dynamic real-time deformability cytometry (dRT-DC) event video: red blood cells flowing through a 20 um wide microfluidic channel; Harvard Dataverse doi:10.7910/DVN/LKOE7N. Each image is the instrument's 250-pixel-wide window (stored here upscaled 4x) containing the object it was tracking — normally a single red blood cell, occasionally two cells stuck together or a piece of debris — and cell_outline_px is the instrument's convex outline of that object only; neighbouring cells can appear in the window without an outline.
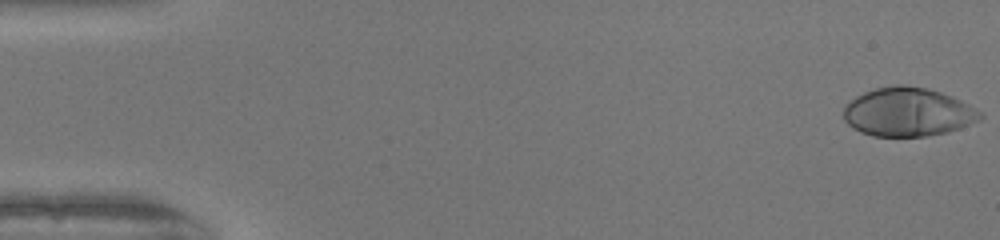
{"species": "human", "species_latin": "Homo sapiens", "temperature_condition": "warm", "stored_images_in_passage": 51, "camera_frame_rate_fps": 3000, "um_per_image_px": 0.085, "donor": {"sex": "female"}, "frame": {"image": 1, "passage_image": 1, "time_ms": 0.0, "image_size_px": [1000, 240], "cell_outline_px": [[984, 116], [980, 120], [960, 128], [948, 132], [924, 136], [872, 136], [860, 132], [852, 128], [844, 120], [844, 104], [856, 96], [864, 92], [876, 88], [896, 84], [904, 84], [928, 88], [952, 96], [984, 112]], "centroid_in_image_um": [77.18, 9.52], "position_along_channel_um": 7.8, "area_um2": 39.13}}
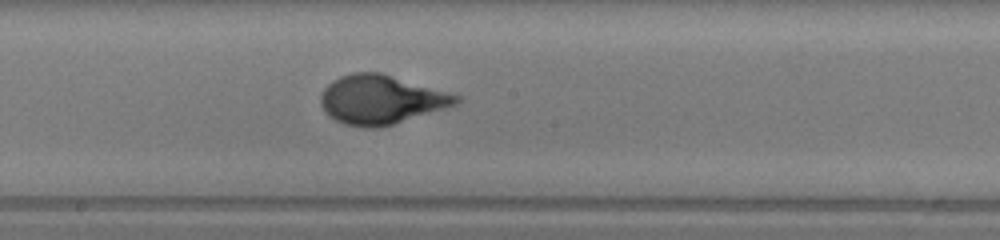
{"frame": {"image": 2, "passage_image": 28, "time_ms": 9.0, "image_size_px": [1000, 240], "cell_outline_px": [[460, 100], [456, 104], [444, 108], [392, 124], [376, 128], [364, 128], [344, 124], [328, 116], [324, 112], [320, 104], [320, 96], [324, 88], [332, 80], [340, 76], [352, 72], [380, 72], [460, 96]], "centroid_in_image_um": [32.31, 8.46], "position_along_channel_um": 215.9, "area_um2": 38.32}}
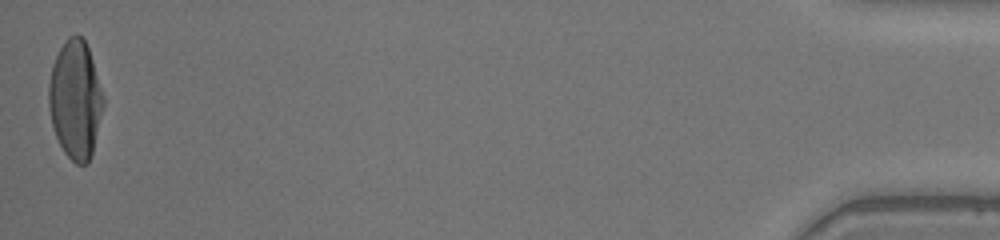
{"frame": {"image": 3, "passage_image": 51, "time_ms": 16.667, "image_size_px": [1000, 240], "cell_outline_px": [[104, 104], [92, 152], [88, 164], [76, 164], [64, 152], [56, 136], [52, 124], [48, 108], [48, 84], [52, 64], [64, 40], [68, 36], [80, 36], [84, 40], [88, 48], [104, 96]], "centroid_in_image_um": [6.39, 8.47], "position_along_channel_um": 428.8, "area_um2": 37.45}, "authors_computed_cell_mechanics": {"area_um2": 37.57, "velocity_mm_per_s": 4.0655, "shape_relaxation_time_tau1_ms": 5.1863, "shape_relaxation_time_tau2_ms": null, "deformation_change_tau1": 0.2871, "deformation_change_tau2": null}}